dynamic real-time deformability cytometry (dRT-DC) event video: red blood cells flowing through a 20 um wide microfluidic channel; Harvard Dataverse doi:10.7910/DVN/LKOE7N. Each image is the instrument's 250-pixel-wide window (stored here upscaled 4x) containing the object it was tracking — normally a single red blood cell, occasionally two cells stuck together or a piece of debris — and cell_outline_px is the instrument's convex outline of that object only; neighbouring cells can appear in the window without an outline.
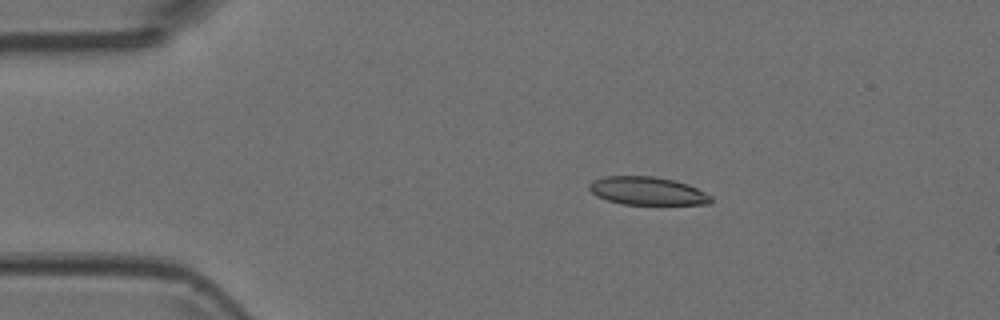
{"species": "Egyptian fruit bat (a non-hibernating species)", "species_latin": "Rousettus aegyptiacus", "temperature_condition": "room temperature", "stored_images_in_passage": 5, "camera_frame_rate_fps": 3000, "um_per_image_px": 0.085, "animal": {"sex": "female"}, "frame": {"image": 1, "passage_image": 2, "time_ms": 0.333, "image_size_px": [1000, 320], "cell_outline_px": [[712, 200], [708, 204], [624, 204], [608, 200], [596, 196], [588, 188], [588, 184], [592, 180], [604, 176], [656, 176], [688, 184], [712, 196]], "centroid_in_image_um": [54.99, 16.22], "position_along_channel_um": 30.0, "area_um2": 19.88}}
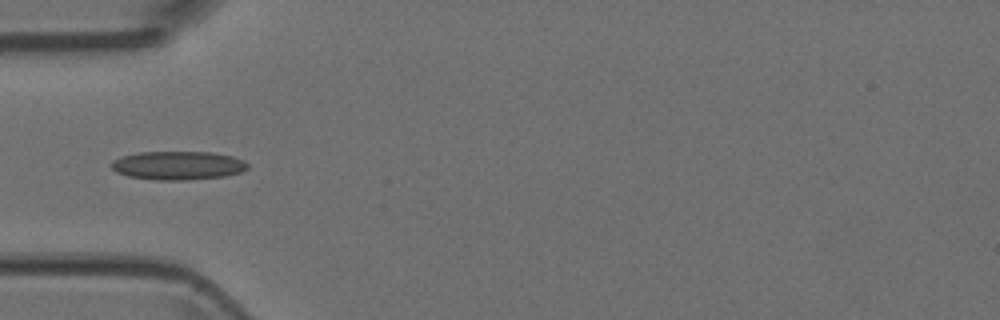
{"frame": {"image": 2, "passage_image": 4, "time_ms": 1.0, "image_size_px": [1000, 320], "cell_outline_px": [[248, 168], [240, 172], [224, 176], [188, 180], [156, 180], [128, 176], [116, 172], [112, 168], [112, 160], [124, 156], [140, 152], [212, 152], [232, 156], [244, 160], [248, 164]], "centroid_in_image_um": [15.14, 14.06], "position_along_channel_um": 69.9, "area_um2": 22.66}}
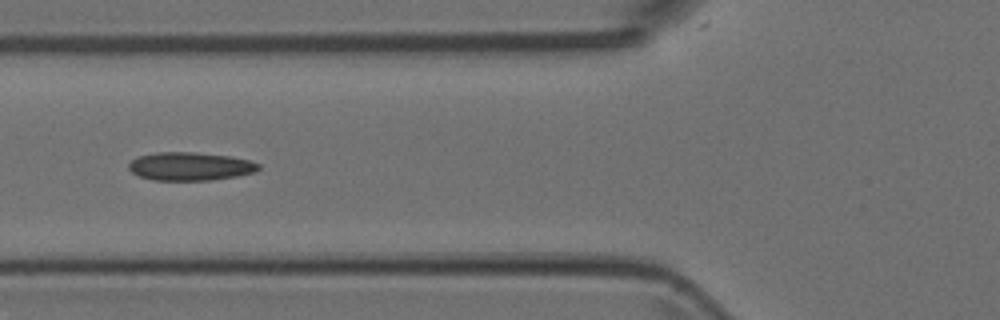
{"frame": {"image": 3, "passage_image": 5, "time_ms": 1.333, "image_size_px": [1000, 320], "cell_outline_px": [[260, 168], [252, 172], [236, 176], [208, 180], [152, 180], [140, 176], [132, 172], [128, 168], [128, 164], [136, 156], [156, 152], [192, 152], [232, 156], [248, 160], [260, 164]], "centroid_in_image_um": [16.12, 14.13], "position_along_channel_um": 109.7, "area_um2": 21.33}}